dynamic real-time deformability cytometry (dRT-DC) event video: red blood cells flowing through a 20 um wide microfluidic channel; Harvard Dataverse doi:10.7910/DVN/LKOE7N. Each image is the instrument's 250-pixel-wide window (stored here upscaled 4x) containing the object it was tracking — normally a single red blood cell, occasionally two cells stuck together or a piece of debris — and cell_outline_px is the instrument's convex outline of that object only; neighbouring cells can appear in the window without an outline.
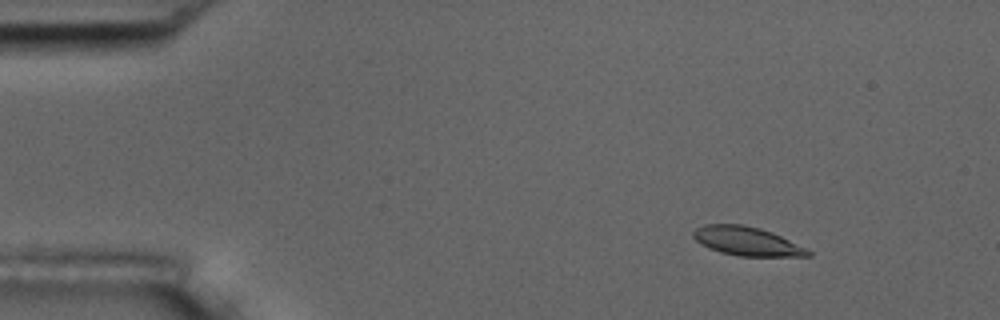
{"species": "common noctule bat (a hibernating species)", "species_latin": "Nyctalus noctula", "temperature_condition": "room temperature", "stored_images_in_passage": 8, "camera_frame_rate_fps": 3000, "um_per_image_px": 0.085, "animal": {"sex": "male", "body_mass_g": 17.5, "forearm_length_mm": 52.3}, "frame": {"image": 1, "passage_image": 3, "time_ms": 2.333, "image_size_px": [1000, 320], "cell_outline_px": [[812, 256], [740, 256], [720, 252], [708, 248], [700, 244], [692, 236], [692, 232], [696, 228], [704, 224], [740, 224], [760, 228], [772, 232], [812, 252]], "centroid_in_image_um": [63.42, 20.5], "position_along_channel_um": 21.6, "area_um2": 19.13}}
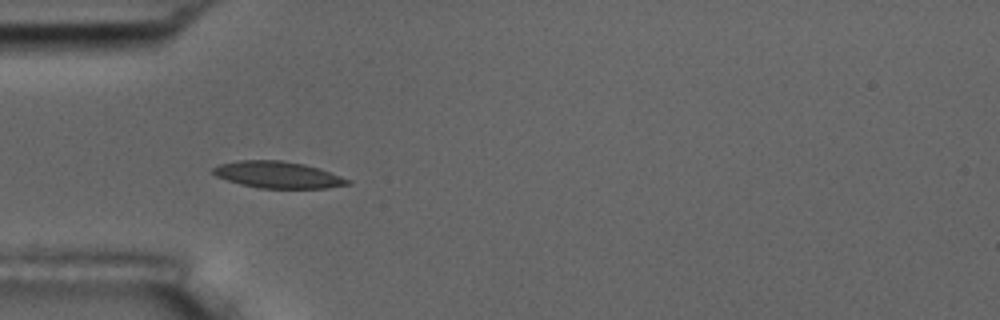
{"frame": {"image": 2, "passage_image": 6, "time_ms": 5.667, "image_size_px": [1000, 320], "cell_outline_px": [[352, 180], [348, 184], [328, 188], [260, 188], [240, 184], [216, 176], [212, 172], [212, 168], [220, 164], [240, 160], [280, 160], [304, 164], [320, 168]], "centroid_in_image_um": [23.63, 14.85], "position_along_channel_um": 61.4, "area_um2": 20.87}}